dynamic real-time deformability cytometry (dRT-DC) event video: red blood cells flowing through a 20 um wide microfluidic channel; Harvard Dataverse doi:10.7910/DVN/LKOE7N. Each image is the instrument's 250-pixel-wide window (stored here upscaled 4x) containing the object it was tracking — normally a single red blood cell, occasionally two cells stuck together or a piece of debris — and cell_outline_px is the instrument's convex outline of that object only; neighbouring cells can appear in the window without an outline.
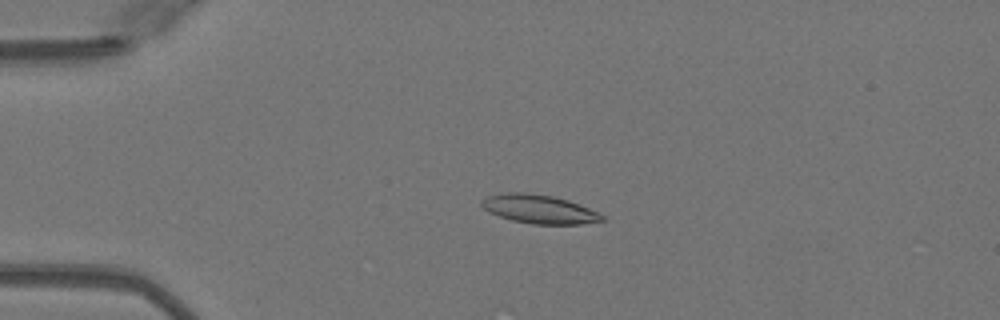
{"species": "Egyptian fruit bat (a non-hibernating species)", "species_latin": "Rousettus aegyptiacus", "temperature_condition": "warm", "stored_images_in_passage": 39, "camera_frame_rate_fps": 3000, "um_per_image_px": 0.085, "animal": {"sex": "female"}, "frame": {"image": 1, "passage_image": 1, "time_ms": 0.0, "image_size_px": [1000, 320], "cell_outline_px": [[604, 220], [580, 224], [532, 224], [512, 220], [488, 212], [480, 204], [488, 196], [508, 192], [524, 192], [552, 196], [568, 200], [588, 208], [604, 216]], "centroid_in_image_um": [45.81, 17.78], "position_along_channel_um": 39.2, "area_um2": 19.83}}
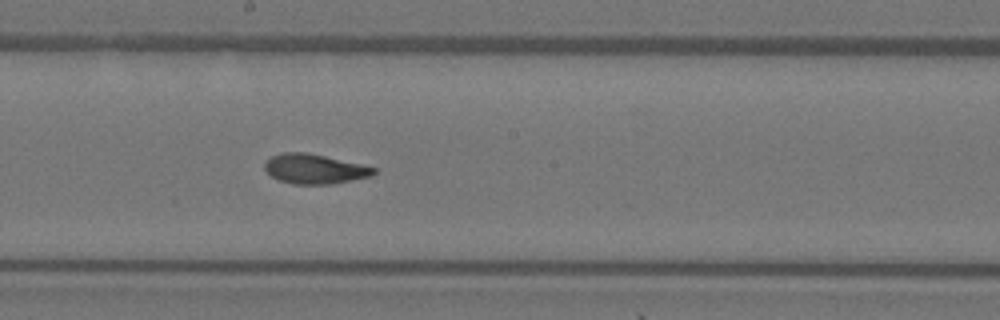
{"frame": {"image": 2, "passage_image": 17, "time_ms": 5.333, "image_size_px": [1000, 320], "cell_outline_px": [[376, 172], [372, 176], [328, 184], [292, 184], [280, 180], [272, 176], [264, 168], [264, 160], [272, 156], [284, 152], [308, 152], [360, 164], [376, 168]], "centroid_in_image_um": [26.71, 14.35], "position_along_channel_um": 221.5, "area_um2": 18.73}}
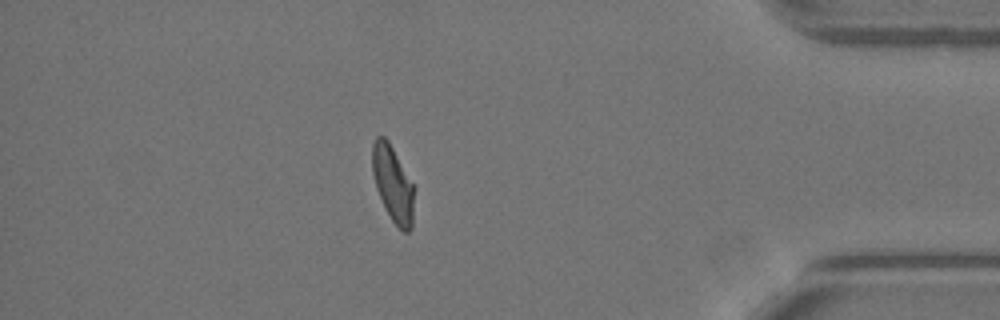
{"frame": {"image": 3, "passage_image": 33, "time_ms": 10.667, "image_size_px": [1000, 320], "cell_outline_px": [[412, 228], [408, 232], [404, 232], [392, 220], [376, 188], [372, 172], [372, 144], [376, 136], [384, 136], [388, 140], [412, 184]], "centroid_in_image_um": [33.35, 15.58], "position_along_channel_um": 401.9, "area_um2": 17.74}}